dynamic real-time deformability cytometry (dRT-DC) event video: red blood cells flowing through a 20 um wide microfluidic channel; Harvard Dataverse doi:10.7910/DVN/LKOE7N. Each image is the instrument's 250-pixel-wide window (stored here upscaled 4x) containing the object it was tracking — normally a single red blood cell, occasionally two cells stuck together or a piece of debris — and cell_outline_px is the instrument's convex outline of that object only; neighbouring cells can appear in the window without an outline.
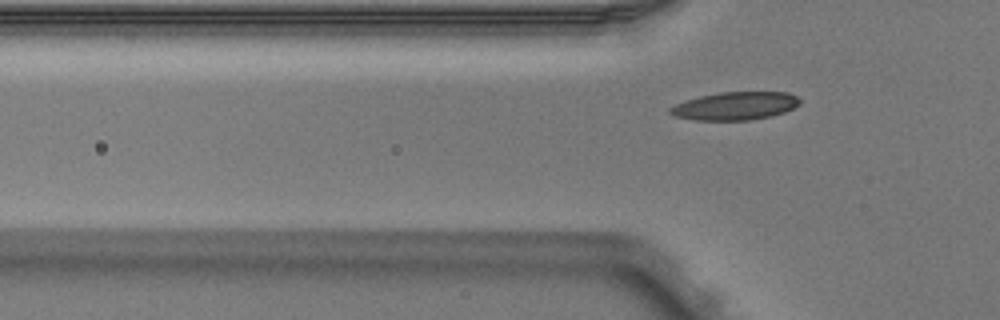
{"species": "Egyptian fruit bat (a non-hibernating species)", "species_latin": "Rousettus aegyptiacus", "temperature_condition": "warm", "stored_images_in_passage": 2, "camera_frame_rate_fps": 3000, "um_per_image_px": 0.085, "animal": {"sex": "male"}, "frame": {"image": 1, "passage_image": 2, "time_ms": 0.333, "image_size_px": [1000, 320], "cell_outline_px": [[800, 104], [784, 112], [772, 116], [748, 120], [696, 120], [676, 116], [668, 112], [668, 108], [676, 104], [700, 96], [720, 92], [788, 92], [796, 96], [800, 100]], "centroid_in_image_um": [62.5, 9.0], "position_along_channel_um": 63.3, "area_um2": 21.04}}